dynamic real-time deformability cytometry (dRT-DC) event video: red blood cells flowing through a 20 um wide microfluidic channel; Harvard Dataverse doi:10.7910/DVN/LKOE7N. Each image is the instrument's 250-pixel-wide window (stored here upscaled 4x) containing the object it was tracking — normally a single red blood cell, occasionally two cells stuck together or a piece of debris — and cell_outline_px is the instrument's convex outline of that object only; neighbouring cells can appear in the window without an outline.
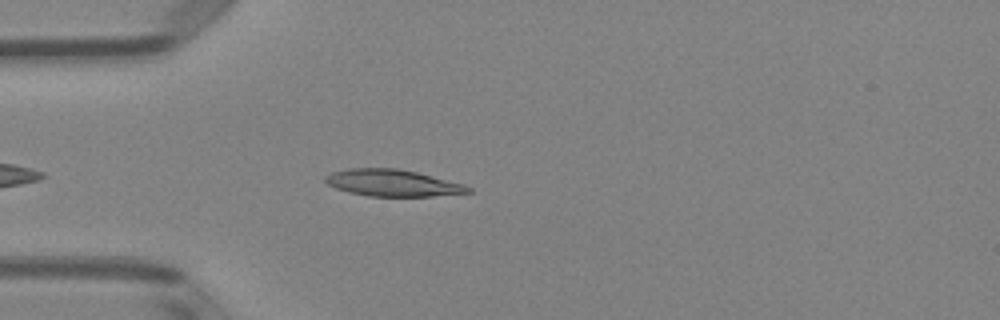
{"species": "Egyptian fruit bat (a non-hibernating species)", "species_latin": "Rousettus aegyptiacus", "temperature_condition": "room temperature", "stored_images_in_passage": 40, "camera_frame_rate_fps": 3000, "um_per_image_px": 0.085, "animal": {"sex": "female"}, "frame": {"image": 1, "passage_image": 6, "time_ms": 1.667, "image_size_px": [1000, 320], "cell_outline_px": [[472, 192], [432, 196], [368, 196], [348, 192], [336, 188], [328, 184], [324, 180], [324, 176], [332, 172], [348, 168], [396, 168], [416, 172], [464, 184], [472, 188]], "centroid_in_image_um": [33.35, 15.55], "position_along_channel_um": 51.7, "area_um2": 22.2}}
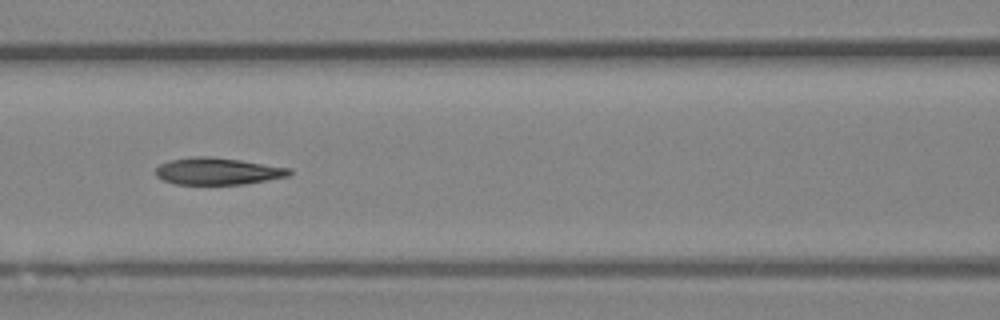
{"frame": {"image": 2, "passage_image": 14, "time_ms": 4.333, "image_size_px": [1000, 320], "cell_outline_px": [[292, 172], [288, 176], [244, 184], [176, 184], [164, 180], [156, 176], [156, 168], [160, 164], [168, 160], [196, 156], [208, 156], [240, 160], [292, 168]], "centroid_in_image_um": [18.5, 14.55], "position_along_channel_um": 148.1, "area_um2": 20.92}}
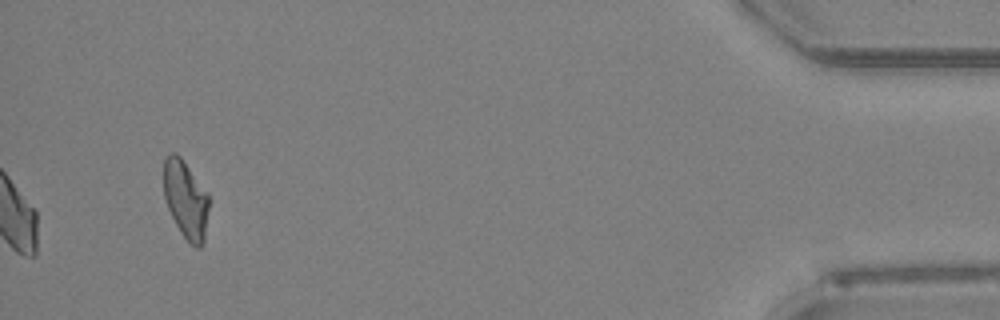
{"frame": {"image": 3, "passage_image": 40, "time_ms": 13.0, "image_size_px": [1000, 320], "cell_outline_px": [[208, 208], [204, 240], [200, 248], [196, 248], [180, 232], [168, 208], [164, 196], [164, 160], [172, 152], [176, 152], [180, 156], [208, 192]], "centroid_in_image_um": [15.79, 16.94], "position_along_channel_um": 419.4, "area_um2": 20.29}, "authors_computed_cell_mechanics": {"area_um2": 22.1085, "velocity_mm_per_s": 3.9825, "shape_relaxation_time_tau1_ms": null, "shape_relaxation_time_tau2_ms": 3.6644, "deformation_change_tau1": null, "deformation_change_tau2": 0.0988}}